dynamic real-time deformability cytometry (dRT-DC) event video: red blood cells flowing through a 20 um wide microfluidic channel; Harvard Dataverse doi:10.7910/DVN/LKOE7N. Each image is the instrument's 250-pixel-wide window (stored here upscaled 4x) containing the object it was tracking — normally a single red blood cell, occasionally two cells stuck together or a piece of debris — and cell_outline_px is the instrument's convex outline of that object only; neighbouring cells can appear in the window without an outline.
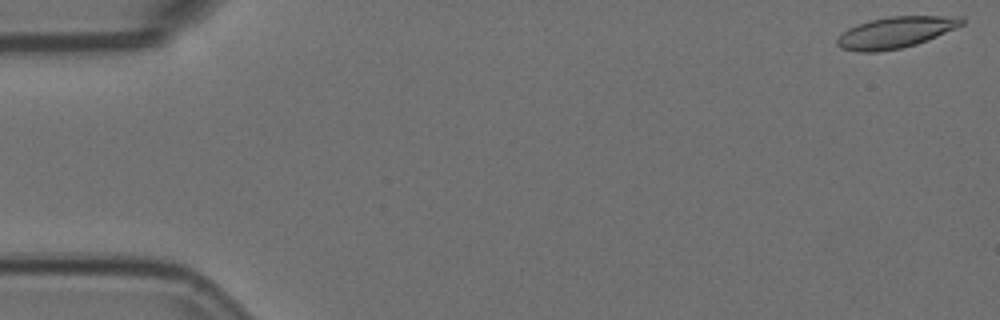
{"species": "Egyptian fruit bat (a non-hibernating species)", "species_latin": "Rousettus aegyptiacus", "temperature_condition": "room temperature", "stored_images_in_passage": 5, "camera_frame_rate_fps": 3000, "um_per_image_px": 0.085, "animal": {"sex": "female"}, "frame": {"image": 1, "passage_image": 1, "time_ms": 0.0, "image_size_px": [1000, 320], "cell_outline_px": [[964, 24], [956, 28], [928, 40], [916, 44], [900, 48], [876, 52], [856, 52], [840, 48], [836, 44], [836, 40], [848, 28], [856, 24], [888, 16], [960, 16], [964, 20]], "centroid_in_image_um": [76.12, 2.75], "position_along_channel_um": 8.9, "area_um2": 22.72}}
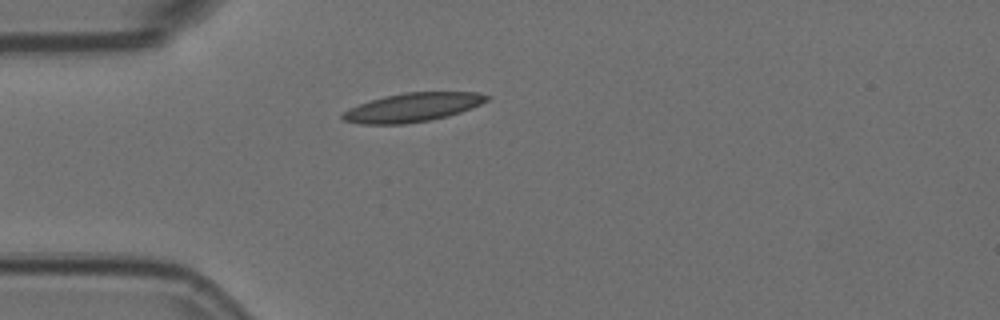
{"frame": {"image": 2, "passage_image": 5, "time_ms": 1.333, "image_size_px": [1000, 320], "cell_outline_px": [[488, 100], [472, 108], [448, 116], [428, 120], [404, 124], [360, 124], [344, 120], [340, 116], [344, 112], [360, 104], [384, 96], [404, 92], [480, 92], [488, 96]], "centroid_in_image_um": [35.09, 9.12], "position_along_channel_um": 49.9, "area_um2": 23.93}}